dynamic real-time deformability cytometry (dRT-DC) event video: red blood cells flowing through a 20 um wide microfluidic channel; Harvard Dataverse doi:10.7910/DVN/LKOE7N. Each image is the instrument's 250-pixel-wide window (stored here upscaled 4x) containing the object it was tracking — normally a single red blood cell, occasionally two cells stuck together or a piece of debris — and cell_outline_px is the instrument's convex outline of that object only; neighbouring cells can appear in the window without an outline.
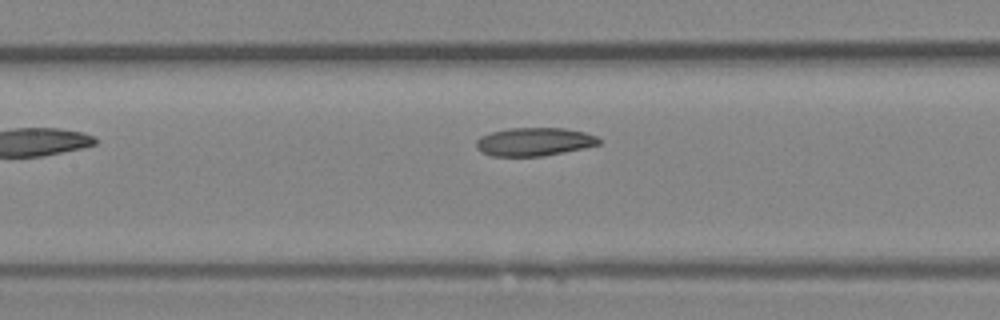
{"species": "Egyptian fruit bat (a non-hibernating species)", "species_latin": "Rousettus aegyptiacus", "temperature_condition": "room temperature", "stored_images_in_passage": 21, "camera_frame_rate_fps": 3000, "um_per_image_px": 0.085, "animal": {"sex": "female"}, "frame": {"image": 1, "passage_image": 7, "time_ms": 2.0, "image_size_px": [1000, 320], "cell_outline_px": [[600, 144], [584, 148], [544, 156], [492, 156], [480, 152], [476, 148], [476, 140], [480, 136], [492, 132], [508, 128], [564, 128], [584, 132], [596, 136], [600, 140]], "centroid_in_image_um": [45.38, 12.05], "position_along_channel_um": 162.0, "area_um2": 20.29}}
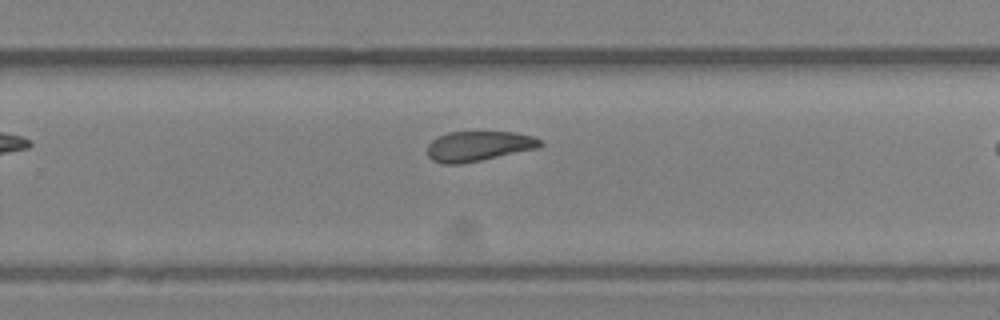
{"frame": {"image": 2, "passage_image": 15, "time_ms": 4.667, "image_size_px": [1000, 320], "cell_outline_px": [[544, 144], [540, 148], [460, 164], [444, 164], [432, 160], [428, 156], [428, 144], [432, 140], [448, 132], [512, 132], [532, 136], [540, 140]], "centroid_in_image_um": [40.69, 12.42], "position_along_channel_um": 289.1, "area_um2": 19.65}}
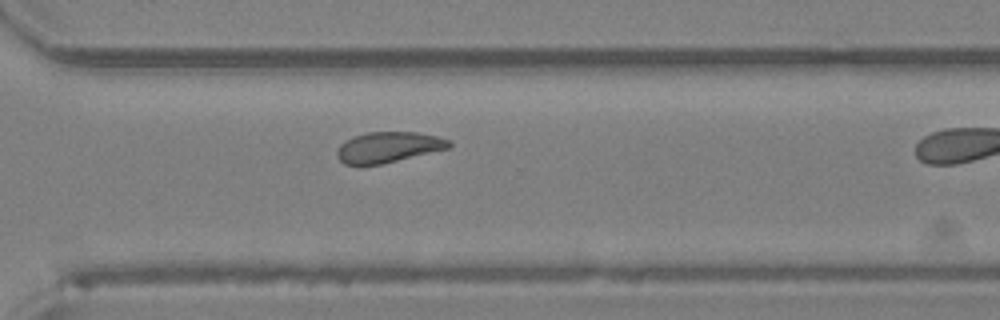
{"frame": {"image": 3, "passage_image": 18, "time_ms": 5.667, "image_size_px": [1000, 320], "cell_outline_px": [[452, 148], [380, 164], [344, 164], [336, 156], [336, 152], [340, 144], [344, 140], [352, 136], [368, 132], [416, 132], [436, 136], [452, 140]], "centroid_in_image_um": [33.03, 12.5], "position_along_channel_um": 337.6, "area_um2": 20.11}}